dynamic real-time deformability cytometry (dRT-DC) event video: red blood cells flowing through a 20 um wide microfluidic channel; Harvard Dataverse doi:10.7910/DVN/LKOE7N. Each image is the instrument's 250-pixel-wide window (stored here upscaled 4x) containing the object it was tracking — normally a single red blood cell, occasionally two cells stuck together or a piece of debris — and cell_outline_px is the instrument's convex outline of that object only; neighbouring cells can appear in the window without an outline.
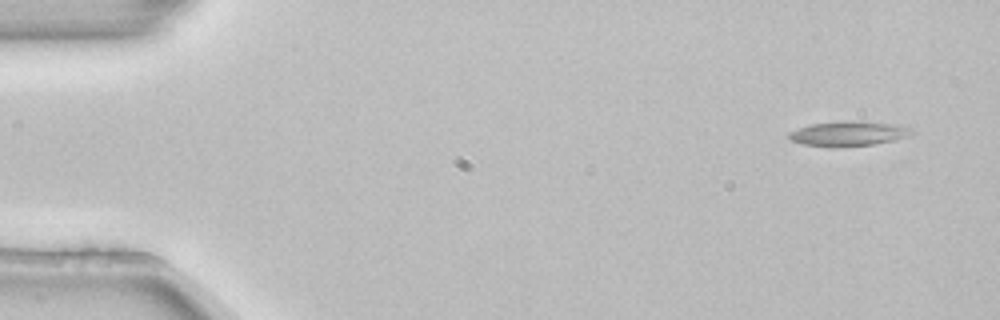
{"species": "common noctule bat (a hibernating species)", "species_latin": "Nyctalus noctula", "temperature_condition": "room temperature", "stored_images_in_passage": 5, "camera_frame_rate_fps": 3000, "um_per_image_px": 0.085, "animal": {"sex": "female", "body_mass_g": 22.7, "forearm_length_mm": 54.2}, "frame": {"image": 1, "passage_image": 1, "time_ms": 0.0, "image_size_px": [1000, 320], "cell_outline_px": [[912, 132], [896, 140], [876, 144], [840, 148], [832, 148], [800, 144], [788, 140], [788, 132], [808, 124], [900, 124], [912, 128]], "centroid_in_image_um": [72.02, 11.44], "position_along_channel_um": 13.0, "area_um2": 16.99}}
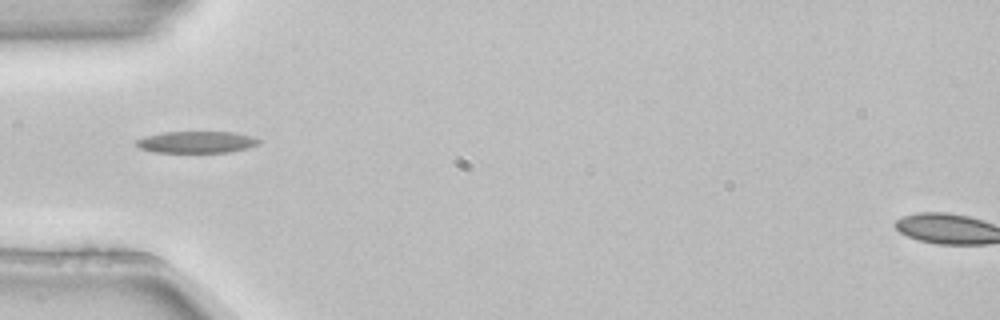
{"frame": {"image": 2, "passage_image": 4, "time_ms": 1.0, "image_size_px": [1000, 320], "cell_outline_px": [[260, 144], [248, 148], [232, 152], [156, 152], [140, 148], [136, 144], [136, 140], [144, 136], [164, 132], [232, 132], [252, 136], [260, 140]], "centroid_in_image_um": [16.74, 12.08], "position_along_channel_um": 68.3, "area_um2": 15.49}}